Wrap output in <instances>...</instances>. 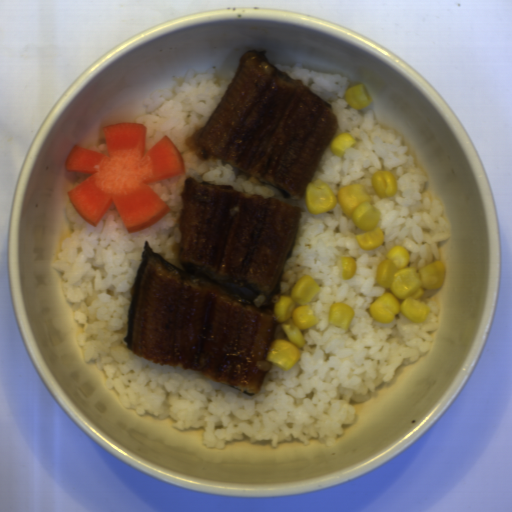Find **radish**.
Wrapping results in <instances>:
<instances>
[{"mask_svg":"<svg viewBox=\"0 0 512 512\" xmlns=\"http://www.w3.org/2000/svg\"><path fill=\"white\" fill-rule=\"evenodd\" d=\"M102 129L108 156L75 144L66 156V171L91 174L67 192L69 200L94 228L113 203L128 234L150 228L171 211L150 183L186 174L183 158L165 134L146 151L144 124Z\"/></svg>","mask_w":512,"mask_h":512,"instance_id":"1","label":"radish"}]
</instances>
